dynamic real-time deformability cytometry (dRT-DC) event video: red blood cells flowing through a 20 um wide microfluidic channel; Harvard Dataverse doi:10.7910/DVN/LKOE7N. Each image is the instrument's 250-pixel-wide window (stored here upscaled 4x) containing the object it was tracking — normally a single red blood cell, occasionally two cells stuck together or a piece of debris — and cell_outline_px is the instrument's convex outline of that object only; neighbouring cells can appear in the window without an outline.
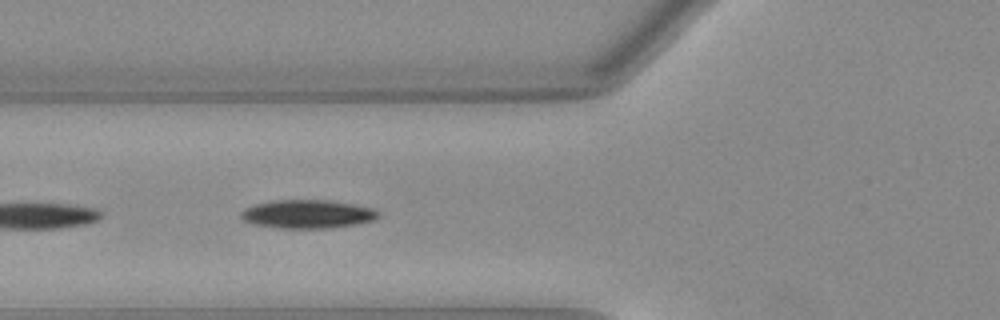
{"species": "Egyptian fruit bat (a non-hibernating species)", "species_latin": "Rousettus aegyptiacus", "temperature_condition": "warm", "stored_images_in_passage": 19, "camera_frame_rate_fps": 3000, "um_per_image_px": 0.085, "animal": {"sex": "female"}, "frame": {"image": 1, "passage_image": 6, "time_ms": 1.667, "image_size_px": [1000, 320], "cell_outline_px": [[380, 216], [372, 220], [352, 224], [328, 228], [280, 228], [256, 224], [244, 220], [240, 216], [240, 212], [244, 208], [256, 204], [272, 200], [332, 200], [372, 208], [380, 212]], "centroid_in_image_um": [26.12, 18.18], "position_along_channel_um": 99.7, "area_um2": 22.6}}